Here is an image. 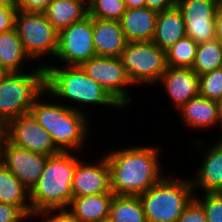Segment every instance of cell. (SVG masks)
I'll return each mask as SVG.
<instances>
[{
  "label": "cell",
  "mask_w": 222,
  "mask_h": 222,
  "mask_svg": "<svg viewBox=\"0 0 222 222\" xmlns=\"http://www.w3.org/2000/svg\"><path fill=\"white\" fill-rule=\"evenodd\" d=\"M185 36L187 35L184 19L177 6L158 13L152 41L160 49L166 51Z\"/></svg>",
  "instance_id": "19"
},
{
  "label": "cell",
  "mask_w": 222,
  "mask_h": 222,
  "mask_svg": "<svg viewBox=\"0 0 222 222\" xmlns=\"http://www.w3.org/2000/svg\"><path fill=\"white\" fill-rule=\"evenodd\" d=\"M52 0H16L17 10L43 13Z\"/></svg>",
  "instance_id": "34"
},
{
  "label": "cell",
  "mask_w": 222,
  "mask_h": 222,
  "mask_svg": "<svg viewBox=\"0 0 222 222\" xmlns=\"http://www.w3.org/2000/svg\"><path fill=\"white\" fill-rule=\"evenodd\" d=\"M127 43L119 21L93 18L96 56L119 57Z\"/></svg>",
  "instance_id": "16"
},
{
  "label": "cell",
  "mask_w": 222,
  "mask_h": 222,
  "mask_svg": "<svg viewBox=\"0 0 222 222\" xmlns=\"http://www.w3.org/2000/svg\"><path fill=\"white\" fill-rule=\"evenodd\" d=\"M88 16L96 19L119 21L126 11L123 0H91Z\"/></svg>",
  "instance_id": "28"
},
{
  "label": "cell",
  "mask_w": 222,
  "mask_h": 222,
  "mask_svg": "<svg viewBox=\"0 0 222 222\" xmlns=\"http://www.w3.org/2000/svg\"><path fill=\"white\" fill-rule=\"evenodd\" d=\"M81 69L95 80L122 107L131 97L123 89L131 85L119 57L94 56L80 65Z\"/></svg>",
  "instance_id": "9"
},
{
  "label": "cell",
  "mask_w": 222,
  "mask_h": 222,
  "mask_svg": "<svg viewBox=\"0 0 222 222\" xmlns=\"http://www.w3.org/2000/svg\"><path fill=\"white\" fill-rule=\"evenodd\" d=\"M198 44L185 36L166 50V64L172 68H192Z\"/></svg>",
  "instance_id": "27"
},
{
  "label": "cell",
  "mask_w": 222,
  "mask_h": 222,
  "mask_svg": "<svg viewBox=\"0 0 222 222\" xmlns=\"http://www.w3.org/2000/svg\"><path fill=\"white\" fill-rule=\"evenodd\" d=\"M215 38L222 44V2L218 4L215 13Z\"/></svg>",
  "instance_id": "37"
},
{
  "label": "cell",
  "mask_w": 222,
  "mask_h": 222,
  "mask_svg": "<svg viewBox=\"0 0 222 222\" xmlns=\"http://www.w3.org/2000/svg\"><path fill=\"white\" fill-rule=\"evenodd\" d=\"M109 220L111 222H146L140 197L114 195Z\"/></svg>",
  "instance_id": "25"
},
{
  "label": "cell",
  "mask_w": 222,
  "mask_h": 222,
  "mask_svg": "<svg viewBox=\"0 0 222 222\" xmlns=\"http://www.w3.org/2000/svg\"><path fill=\"white\" fill-rule=\"evenodd\" d=\"M78 157L68 152L48 156L43 173L30 191L32 214L36 212L66 211L73 198V177Z\"/></svg>",
  "instance_id": "2"
},
{
  "label": "cell",
  "mask_w": 222,
  "mask_h": 222,
  "mask_svg": "<svg viewBox=\"0 0 222 222\" xmlns=\"http://www.w3.org/2000/svg\"><path fill=\"white\" fill-rule=\"evenodd\" d=\"M0 152L2 165L10 170L30 192L43 173L48 156L13 145L7 139Z\"/></svg>",
  "instance_id": "13"
},
{
  "label": "cell",
  "mask_w": 222,
  "mask_h": 222,
  "mask_svg": "<svg viewBox=\"0 0 222 222\" xmlns=\"http://www.w3.org/2000/svg\"><path fill=\"white\" fill-rule=\"evenodd\" d=\"M16 6H0V33L14 29Z\"/></svg>",
  "instance_id": "33"
},
{
  "label": "cell",
  "mask_w": 222,
  "mask_h": 222,
  "mask_svg": "<svg viewBox=\"0 0 222 222\" xmlns=\"http://www.w3.org/2000/svg\"><path fill=\"white\" fill-rule=\"evenodd\" d=\"M199 95L218 100L222 95V67L199 75Z\"/></svg>",
  "instance_id": "29"
},
{
  "label": "cell",
  "mask_w": 222,
  "mask_h": 222,
  "mask_svg": "<svg viewBox=\"0 0 222 222\" xmlns=\"http://www.w3.org/2000/svg\"><path fill=\"white\" fill-rule=\"evenodd\" d=\"M8 72L0 66V82L5 78Z\"/></svg>",
  "instance_id": "42"
},
{
  "label": "cell",
  "mask_w": 222,
  "mask_h": 222,
  "mask_svg": "<svg viewBox=\"0 0 222 222\" xmlns=\"http://www.w3.org/2000/svg\"><path fill=\"white\" fill-rule=\"evenodd\" d=\"M28 218L17 206L0 203V222H23Z\"/></svg>",
  "instance_id": "32"
},
{
  "label": "cell",
  "mask_w": 222,
  "mask_h": 222,
  "mask_svg": "<svg viewBox=\"0 0 222 222\" xmlns=\"http://www.w3.org/2000/svg\"><path fill=\"white\" fill-rule=\"evenodd\" d=\"M43 13L51 25L60 32L88 16V7L79 0H52Z\"/></svg>",
  "instance_id": "21"
},
{
  "label": "cell",
  "mask_w": 222,
  "mask_h": 222,
  "mask_svg": "<svg viewBox=\"0 0 222 222\" xmlns=\"http://www.w3.org/2000/svg\"><path fill=\"white\" fill-rule=\"evenodd\" d=\"M28 195V196H27ZM30 192L21 181L3 165L0 168V203L17 206L27 217L32 215Z\"/></svg>",
  "instance_id": "23"
},
{
  "label": "cell",
  "mask_w": 222,
  "mask_h": 222,
  "mask_svg": "<svg viewBox=\"0 0 222 222\" xmlns=\"http://www.w3.org/2000/svg\"><path fill=\"white\" fill-rule=\"evenodd\" d=\"M94 56L92 17L86 16L59 32L55 57L66 61L68 66H80Z\"/></svg>",
  "instance_id": "10"
},
{
  "label": "cell",
  "mask_w": 222,
  "mask_h": 222,
  "mask_svg": "<svg viewBox=\"0 0 222 222\" xmlns=\"http://www.w3.org/2000/svg\"><path fill=\"white\" fill-rule=\"evenodd\" d=\"M157 16L148 7L126 9L119 23L127 41H152Z\"/></svg>",
  "instance_id": "17"
},
{
  "label": "cell",
  "mask_w": 222,
  "mask_h": 222,
  "mask_svg": "<svg viewBox=\"0 0 222 222\" xmlns=\"http://www.w3.org/2000/svg\"><path fill=\"white\" fill-rule=\"evenodd\" d=\"M6 139L13 145L46 156L61 152L50 134L38 124L30 112L6 125Z\"/></svg>",
  "instance_id": "11"
},
{
  "label": "cell",
  "mask_w": 222,
  "mask_h": 222,
  "mask_svg": "<svg viewBox=\"0 0 222 222\" xmlns=\"http://www.w3.org/2000/svg\"><path fill=\"white\" fill-rule=\"evenodd\" d=\"M110 168V189L114 195L139 196L163 177L158 151L151 147L126 148L105 156Z\"/></svg>",
  "instance_id": "1"
},
{
  "label": "cell",
  "mask_w": 222,
  "mask_h": 222,
  "mask_svg": "<svg viewBox=\"0 0 222 222\" xmlns=\"http://www.w3.org/2000/svg\"><path fill=\"white\" fill-rule=\"evenodd\" d=\"M173 180L163 176L158 183L139 195L146 222H176L194 198L191 181Z\"/></svg>",
  "instance_id": "6"
},
{
  "label": "cell",
  "mask_w": 222,
  "mask_h": 222,
  "mask_svg": "<svg viewBox=\"0 0 222 222\" xmlns=\"http://www.w3.org/2000/svg\"><path fill=\"white\" fill-rule=\"evenodd\" d=\"M123 1L125 3L126 9L146 7L145 0H123Z\"/></svg>",
  "instance_id": "38"
},
{
  "label": "cell",
  "mask_w": 222,
  "mask_h": 222,
  "mask_svg": "<svg viewBox=\"0 0 222 222\" xmlns=\"http://www.w3.org/2000/svg\"><path fill=\"white\" fill-rule=\"evenodd\" d=\"M119 59L132 84L159 82L167 68L166 51L153 41L128 42Z\"/></svg>",
  "instance_id": "7"
},
{
  "label": "cell",
  "mask_w": 222,
  "mask_h": 222,
  "mask_svg": "<svg viewBox=\"0 0 222 222\" xmlns=\"http://www.w3.org/2000/svg\"><path fill=\"white\" fill-rule=\"evenodd\" d=\"M185 123L195 128L214 126L219 121L218 102L197 95L180 109Z\"/></svg>",
  "instance_id": "22"
},
{
  "label": "cell",
  "mask_w": 222,
  "mask_h": 222,
  "mask_svg": "<svg viewBox=\"0 0 222 222\" xmlns=\"http://www.w3.org/2000/svg\"><path fill=\"white\" fill-rule=\"evenodd\" d=\"M40 215L41 214L44 217H48V215H51L50 218H47L46 220H44L43 222H77L68 212L66 211H60L59 213H55V215L53 216V211L51 213V211H47V212H36L33 213V215ZM46 215V216H45Z\"/></svg>",
  "instance_id": "36"
},
{
  "label": "cell",
  "mask_w": 222,
  "mask_h": 222,
  "mask_svg": "<svg viewBox=\"0 0 222 222\" xmlns=\"http://www.w3.org/2000/svg\"><path fill=\"white\" fill-rule=\"evenodd\" d=\"M168 95L180 109L193 97L199 95V75L191 68H166L161 76Z\"/></svg>",
  "instance_id": "15"
},
{
  "label": "cell",
  "mask_w": 222,
  "mask_h": 222,
  "mask_svg": "<svg viewBox=\"0 0 222 222\" xmlns=\"http://www.w3.org/2000/svg\"><path fill=\"white\" fill-rule=\"evenodd\" d=\"M146 7L159 13L177 6V0H145Z\"/></svg>",
  "instance_id": "35"
},
{
  "label": "cell",
  "mask_w": 222,
  "mask_h": 222,
  "mask_svg": "<svg viewBox=\"0 0 222 222\" xmlns=\"http://www.w3.org/2000/svg\"><path fill=\"white\" fill-rule=\"evenodd\" d=\"M2 166V155H1V152H0V168Z\"/></svg>",
  "instance_id": "44"
},
{
  "label": "cell",
  "mask_w": 222,
  "mask_h": 222,
  "mask_svg": "<svg viewBox=\"0 0 222 222\" xmlns=\"http://www.w3.org/2000/svg\"><path fill=\"white\" fill-rule=\"evenodd\" d=\"M218 102V110H219V122L222 123V95L221 97L217 100Z\"/></svg>",
  "instance_id": "41"
},
{
  "label": "cell",
  "mask_w": 222,
  "mask_h": 222,
  "mask_svg": "<svg viewBox=\"0 0 222 222\" xmlns=\"http://www.w3.org/2000/svg\"><path fill=\"white\" fill-rule=\"evenodd\" d=\"M100 162L86 165L80 160L77 163L72 184L73 197L113 193L110 189V168L106 157Z\"/></svg>",
  "instance_id": "14"
},
{
  "label": "cell",
  "mask_w": 222,
  "mask_h": 222,
  "mask_svg": "<svg viewBox=\"0 0 222 222\" xmlns=\"http://www.w3.org/2000/svg\"><path fill=\"white\" fill-rule=\"evenodd\" d=\"M45 66L30 74L10 72L0 82V121L5 125L29 113L39 96L46 92Z\"/></svg>",
  "instance_id": "5"
},
{
  "label": "cell",
  "mask_w": 222,
  "mask_h": 222,
  "mask_svg": "<svg viewBox=\"0 0 222 222\" xmlns=\"http://www.w3.org/2000/svg\"><path fill=\"white\" fill-rule=\"evenodd\" d=\"M57 68L45 66V91L50 96L63 97L79 103L121 106L90 78L80 66Z\"/></svg>",
  "instance_id": "4"
},
{
  "label": "cell",
  "mask_w": 222,
  "mask_h": 222,
  "mask_svg": "<svg viewBox=\"0 0 222 222\" xmlns=\"http://www.w3.org/2000/svg\"><path fill=\"white\" fill-rule=\"evenodd\" d=\"M113 193L73 197L68 213L77 222H103L109 219Z\"/></svg>",
  "instance_id": "18"
},
{
  "label": "cell",
  "mask_w": 222,
  "mask_h": 222,
  "mask_svg": "<svg viewBox=\"0 0 222 222\" xmlns=\"http://www.w3.org/2000/svg\"><path fill=\"white\" fill-rule=\"evenodd\" d=\"M176 222H207L202 206L193 198Z\"/></svg>",
  "instance_id": "31"
},
{
  "label": "cell",
  "mask_w": 222,
  "mask_h": 222,
  "mask_svg": "<svg viewBox=\"0 0 222 222\" xmlns=\"http://www.w3.org/2000/svg\"><path fill=\"white\" fill-rule=\"evenodd\" d=\"M199 170L196 183L205 193H222V140L209 148Z\"/></svg>",
  "instance_id": "20"
},
{
  "label": "cell",
  "mask_w": 222,
  "mask_h": 222,
  "mask_svg": "<svg viewBox=\"0 0 222 222\" xmlns=\"http://www.w3.org/2000/svg\"><path fill=\"white\" fill-rule=\"evenodd\" d=\"M6 139V125L0 121V150L2 148V145Z\"/></svg>",
  "instance_id": "39"
},
{
  "label": "cell",
  "mask_w": 222,
  "mask_h": 222,
  "mask_svg": "<svg viewBox=\"0 0 222 222\" xmlns=\"http://www.w3.org/2000/svg\"><path fill=\"white\" fill-rule=\"evenodd\" d=\"M79 1H82L84 4L86 3V5L88 6L91 2V0H79Z\"/></svg>",
  "instance_id": "43"
},
{
  "label": "cell",
  "mask_w": 222,
  "mask_h": 222,
  "mask_svg": "<svg viewBox=\"0 0 222 222\" xmlns=\"http://www.w3.org/2000/svg\"><path fill=\"white\" fill-rule=\"evenodd\" d=\"M218 0H177L186 35L197 44L215 39V13Z\"/></svg>",
  "instance_id": "12"
},
{
  "label": "cell",
  "mask_w": 222,
  "mask_h": 222,
  "mask_svg": "<svg viewBox=\"0 0 222 222\" xmlns=\"http://www.w3.org/2000/svg\"><path fill=\"white\" fill-rule=\"evenodd\" d=\"M222 67V44L215 38L199 43L192 70L198 75Z\"/></svg>",
  "instance_id": "26"
},
{
  "label": "cell",
  "mask_w": 222,
  "mask_h": 222,
  "mask_svg": "<svg viewBox=\"0 0 222 222\" xmlns=\"http://www.w3.org/2000/svg\"><path fill=\"white\" fill-rule=\"evenodd\" d=\"M25 58L30 57L25 52L15 28L0 33V66L8 73L24 72L20 67Z\"/></svg>",
  "instance_id": "24"
},
{
  "label": "cell",
  "mask_w": 222,
  "mask_h": 222,
  "mask_svg": "<svg viewBox=\"0 0 222 222\" xmlns=\"http://www.w3.org/2000/svg\"><path fill=\"white\" fill-rule=\"evenodd\" d=\"M14 28L29 57L40 58L48 53L55 57L59 32L46 19L44 13L17 10Z\"/></svg>",
  "instance_id": "8"
},
{
  "label": "cell",
  "mask_w": 222,
  "mask_h": 222,
  "mask_svg": "<svg viewBox=\"0 0 222 222\" xmlns=\"http://www.w3.org/2000/svg\"><path fill=\"white\" fill-rule=\"evenodd\" d=\"M203 200L194 199L202 206L207 222H222V193H206Z\"/></svg>",
  "instance_id": "30"
},
{
  "label": "cell",
  "mask_w": 222,
  "mask_h": 222,
  "mask_svg": "<svg viewBox=\"0 0 222 222\" xmlns=\"http://www.w3.org/2000/svg\"><path fill=\"white\" fill-rule=\"evenodd\" d=\"M30 113L52 137L55 146L61 152L82 146L87 136L86 114L79 108L35 101Z\"/></svg>",
  "instance_id": "3"
},
{
  "label": "cell",
  "mask_w": 222,
  "mask_h": 222,
  "mask_svg": "<svg viewBox=\"0 0 222 222\" xmlns=\"http://www.w3.org/2000/svg\"><path fill=\"white\" fill-rule=\"evenodd\" d=\"M0 6H16V0H0Z\"/></svg>",
  "instance_id": "40"
}]
</instances>
